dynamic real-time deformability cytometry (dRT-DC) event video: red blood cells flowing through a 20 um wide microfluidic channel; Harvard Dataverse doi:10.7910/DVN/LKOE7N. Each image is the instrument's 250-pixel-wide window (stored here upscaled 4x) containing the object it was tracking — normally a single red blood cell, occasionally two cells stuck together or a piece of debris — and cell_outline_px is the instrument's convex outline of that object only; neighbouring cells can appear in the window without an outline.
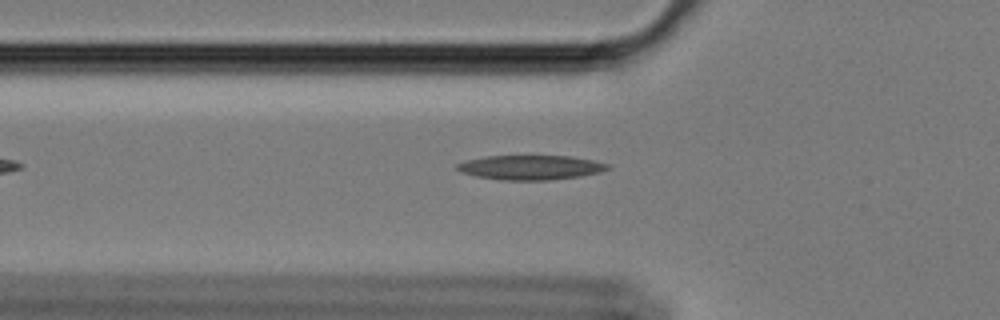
{"species": "Egyptian fruit bat (a non-hibernating species)", "species_latin": "Rousettus aegyptiacus", "temperature_condition": "cold", "stored_images_in_passage": 35, "camera_frame_rate_fps": 3000, "um_per_image_px": 0.085, "animal": {"sex": "female"}, "frame": {"image": 1, "passage_image": 3, "time_ms": 0.667, "image_size_px": [1000, 320], "cell_outline_px": [[612, 168], [600, 172], [580, 176], [552, 180], [500, 180], [476, 176], [460, 172], [456, 168], [456, 164], [468, 160], [484, 156], [572, 156], [592, 160], [608, 164]], "centroid_in_image_um": [45.1, 14.23], "position_along_channel_um": 80.7, "area_um2": 21.56}}
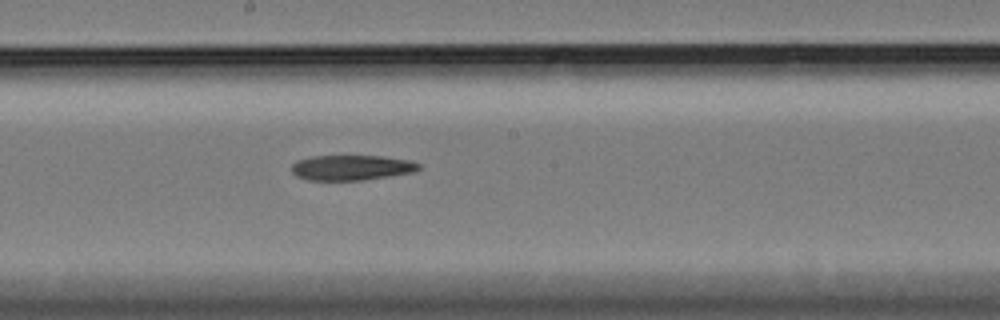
{"frame": {"image": 2, "passage_image": 15, "time_ms": 4.667, "image_size_px": [1000, 320], "cell_outline_px": [[420, 168], [416, 172], [364, 180], [308, 180], [296, 176], [292, 172], [292, 164], [296, 160], [312, 156], [380, 156], [412, 160], [420, 164]], "centroid_in_image_um": [29.9, 14.25], "position_along_channel_um": 218.3, "area_um2": 18.84}}
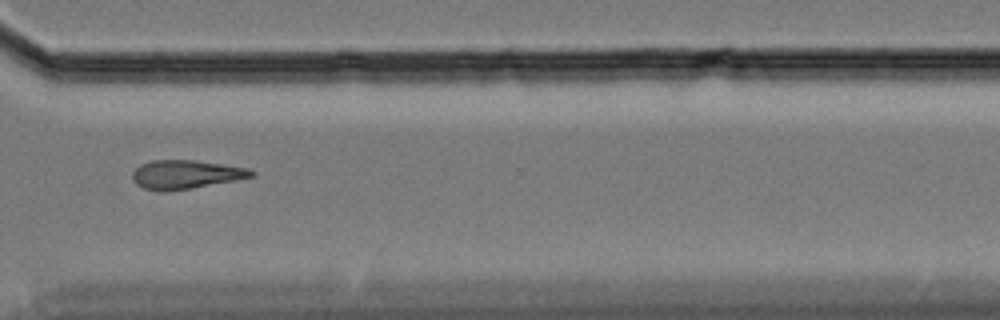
{"frame": {"image": 3, "passage_image": 27, "time_ms": 8.667, "image_size_px": [1000, 320], "cell_outline_px": [[256, 176], [236, 180], [192, 188], [164, 192], [160, 192], [144, 188], [136, 184], [132, 176], [132, 172], [140, 164], [152, 160], [196, 160], [248, 168], [256, 172]], "centroid_in_image_um": [15.79, 14.83], "position_along_channel_um": 354.8, "area_um2": 20.06}}